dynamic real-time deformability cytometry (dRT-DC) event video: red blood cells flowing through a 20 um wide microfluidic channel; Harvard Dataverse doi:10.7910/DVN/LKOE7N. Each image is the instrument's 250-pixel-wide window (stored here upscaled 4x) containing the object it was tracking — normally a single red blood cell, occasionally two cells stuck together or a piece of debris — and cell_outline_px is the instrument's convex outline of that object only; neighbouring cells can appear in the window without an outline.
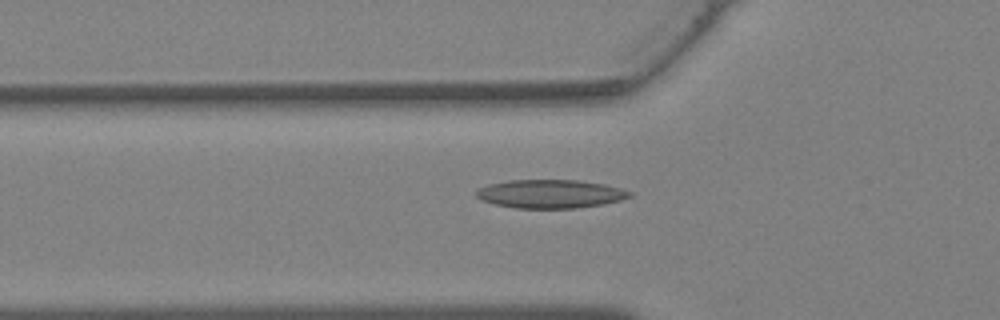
{"species": "Egyptian fruit bat (a non-hibernating species)", "species_latin": "Rousettus aegyptiacus", "temperature_condition": "warm", "stored_images_in_passage": 39, "camera_frame_rate_fps": 3000, "um_per_image_px": 0.085, "animal": {"sex": "female"}, "frame": {"image": 1, "passage_image": 14, "time_ms": 4.333, "image_size_px": [1000, 320], "cell_outline_px": [[632, 196], [620, 200], [604, 204], [576, 208], [516, 208], [496, 204], [480, 200], [476, 196], [476, 192], [480, 188], [488, 184], [508, 180], [576, 180], [604, 184], [620, 188], [632, 192]], "centroid_in_image_um": [46.78, 16.48], "position_along_channel_um": 79.0, "area_um2": 25.43}}
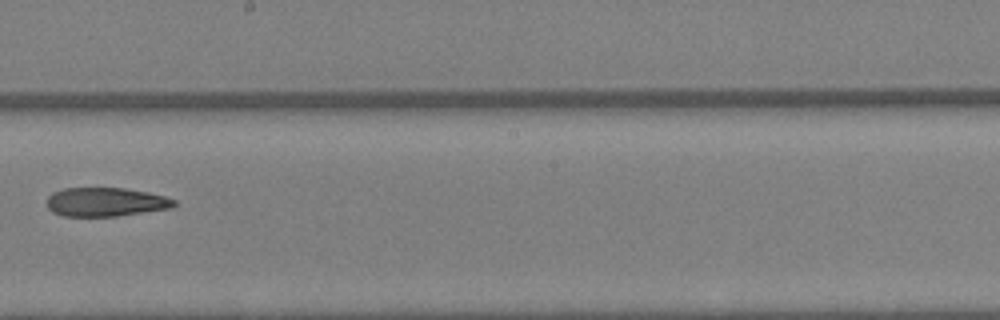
{"frame": {"image": 2, "passage_image": 23, "time_ms": 7.333, "image_size_px": [1000, 320], "cell_outline_px": [[176, 204], [172, 208], [116, 216], [64, 216], [52, 212], [48, 208], [48, 196], [52, 192], [64, 188], [124, 188], [148, 192], [164, 196], [176, 200]], "centroid_in_image_um": [8.98, 17.17], "position_along_channel_um": 239.2, "area_um2": 21.39}}
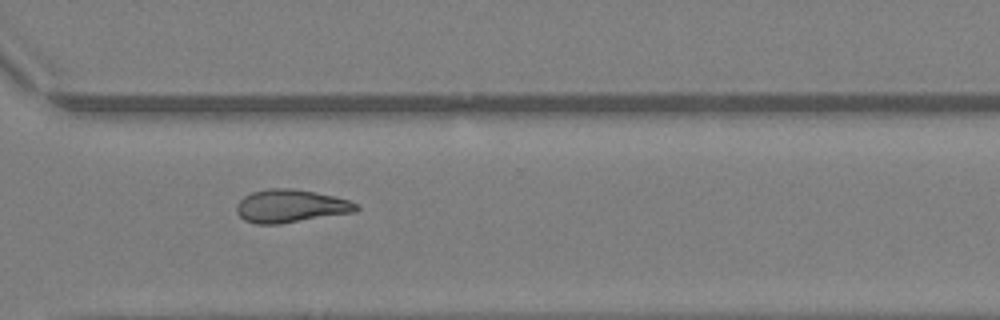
{"frame": {"image": 3, "passage_image": 29, "time_ms": 9.333, "image_size_px": [1000, 320], "cell_outline_px": [[360, 208], [356, 212], [280, 224], [256, 224], [244, 220], [236, 212], [236, 204], [244, 196], [252, 192], [268, 188], [288, 188], [316, 192], [336, 196], [360, 204]], "centroid_in_image_um": [24.73, 17.52], "position_along_channel_um": 345.9, "area_um2": 23.29}}